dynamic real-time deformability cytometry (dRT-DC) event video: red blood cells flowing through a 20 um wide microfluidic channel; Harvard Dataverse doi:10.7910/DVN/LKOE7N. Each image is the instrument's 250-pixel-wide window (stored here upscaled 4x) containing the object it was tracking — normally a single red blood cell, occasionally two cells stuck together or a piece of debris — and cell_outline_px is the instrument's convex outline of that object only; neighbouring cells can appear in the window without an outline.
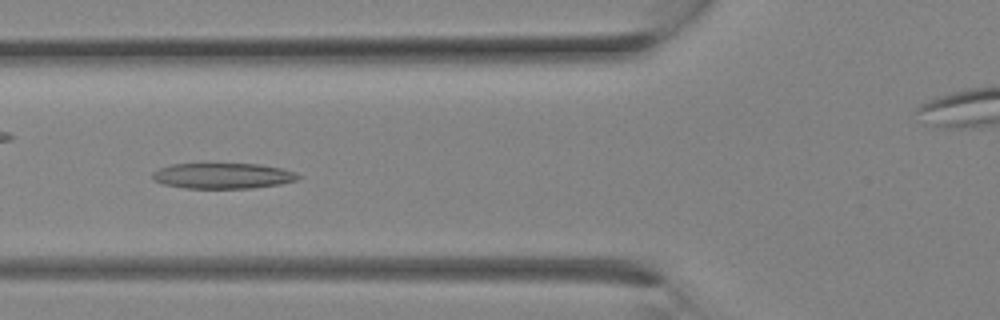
{"species": "Egyptian fruit bat (a non-hibernating species)", "species_latin": "Rousettus aegyptiacus", "temperature_condition": "room temperature", "stored_images_in_passage": 10, "camera_frame_rate_fps": 3000, "um_per_image_px": 0.085, "animal": {"sex": "female"}, "frame": {"image": 1, "passage_image": 7, "time_ms": 2.0, "image_size_px": [1000, 320], "cell_outline_px": [[300, 176], [296, 180], [280, 184], [252, 188], [184, 188], [164, 184], [152, 180], [152, 172], [160, 168], [172, 164], [260, 164], [280, 168], [296, 172]], "centroid_in_image_um": [18.92, 14.94], "position_along_channel_um": 106.9, "area_um2": 21.68}}
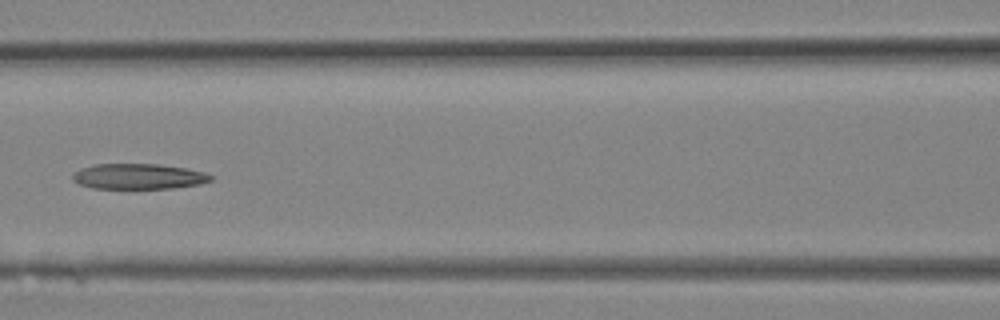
{"frame": {"image": 2, "passage_image": 9, "time_ms": 2.667, "image_size_px": [1000, 320], "cell_outline_px": [[212, 180], [200, 184], [172, 188], [92, 188], [80, 184], [72, 180], [72, 176], [80, 168], [92, 164], [156, 164], [184, 168], [204, 172], [212, 176]], "centroid_in_image_um": [11.75, 14.99], "position_along_channel_um": 154.9, "area_um2": 20.35}}